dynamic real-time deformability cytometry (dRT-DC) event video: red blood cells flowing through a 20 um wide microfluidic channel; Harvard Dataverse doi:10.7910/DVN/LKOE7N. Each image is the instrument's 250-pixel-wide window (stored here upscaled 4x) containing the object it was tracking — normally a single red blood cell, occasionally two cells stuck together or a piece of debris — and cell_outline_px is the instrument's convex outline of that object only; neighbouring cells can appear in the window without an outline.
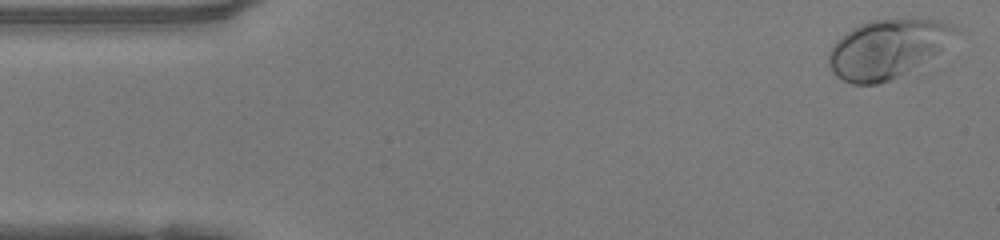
{"species": "human", "species_latin": "Homo sapiens", "temperature_condition": "warm", "stored_images_in_passage": 47, "camera_frame_rate_fps": 3000, "um_per_image_px": 0.085, "donor": {"sex": "female"}, "frame": {"image": 1, "passage_image": 1, "time_ms": 0.0, "image_size_px": [1000, 240], "cell_outline_px": [[960, 32], [936, 52], [896, 76], [888, 80], [876, 84], [852, 84], [836, 76], [832, 72], [828, 64], [828, 52], [836, 40], [852, 28], [860, 24], [872, 20], [912, 16], [920, 16], [940, 20], [956, 24]], "centroid_in_image_um": [75.41, 4.06], "position_along_channel_um": 9.6, "area_um2": 43.23}}
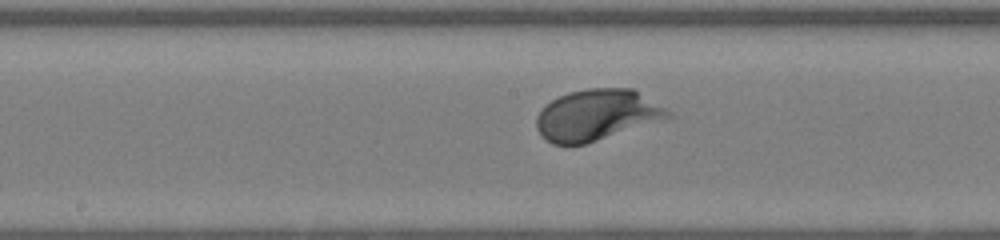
{"frame": {"image": 2, "passage_image": 23, "time_ms": 7.333, "image_size_px": [1000, 240], "cell_outline_px": [[676, 116], [668, 120], [584, 144], [552, 144], [540, 136], [536, 128], [536, 116], [552, 100], [568, 92], [588, 88], [632, 88], [664, 108]], "centroid_in_image_um": [50.76, 9.79], "position_along_channel_um": 197.4, "area_um2": 39.25}}
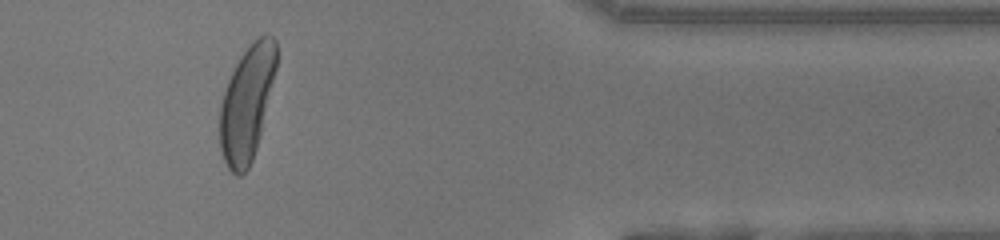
{"frame": {"image": 3, "passage_image": 39, "time_ms": 12.667, "image_size_px": [1000, 240], "cell_outline_px": [[276, 68], [260, 136], [252, 160], [248, 168], [240, 176], [236, 176], [228, 168], [224, 160], [220, 148], [220, 104], [228, 80], [240, 56], [260, 36], [272, 36], [276, 40]], "centroid_in_image_um": [20.97, 8.82], "position_along_channel_um": 390.4, "area_um2": 37.17}, "authors_computed_cell_mechanics": {"area_um2": 39.593, "velocity_mm_per_s": 4.1829, "shape_relaxation_time_tau1_ms": 2.4284, "shape_relaxation_time_tau2_ms": null, "deformation_change_tau1": 0.1892, "deformation_change_tau2": null}}